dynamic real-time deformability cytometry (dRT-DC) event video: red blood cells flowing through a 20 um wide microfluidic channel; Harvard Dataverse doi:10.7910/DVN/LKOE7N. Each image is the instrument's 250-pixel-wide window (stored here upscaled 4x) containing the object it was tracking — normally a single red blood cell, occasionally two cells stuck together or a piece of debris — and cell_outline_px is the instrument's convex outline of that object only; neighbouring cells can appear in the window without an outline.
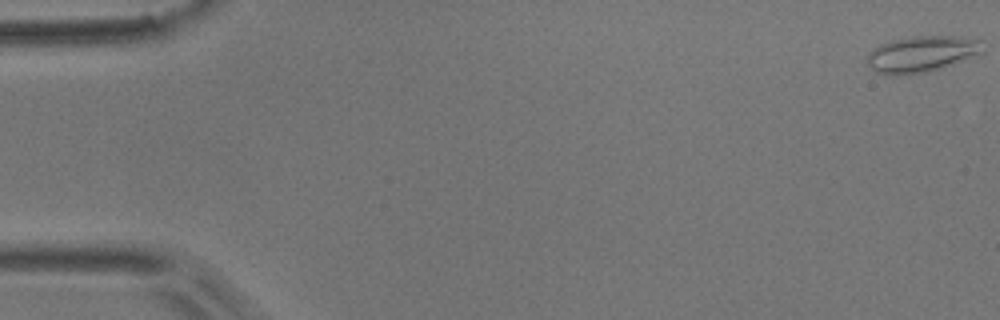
{"species": "common noctule bat (a hibernating species)", "species_latin": "Nyctalus noctula", "temperature_condition": "room temperature", "stored_images_in_passage": 55, "camera_frame_rate_fps": 3000, "um_per_image_px": 0.085, "animal": {"sex": "male", "body_mass_g": 17.9}, "frame": {"image": 1, "passage_image": 1, "time_ms": 0.0, "image_size_px": [1000, 320], "cell_outline_px": [[984, 52], [952, 64], [928, 72], [896, 76], [884, 76], [876, 72], [868, 64], [868, 52], [872, 48], [880, 44], [892, 40], [908, 36], [960, 36], [984, 40]], "centroid_in_image_um": [78.34, 4.59], "position_along_channel_um": 6.7, "area_um2": 24.85}}
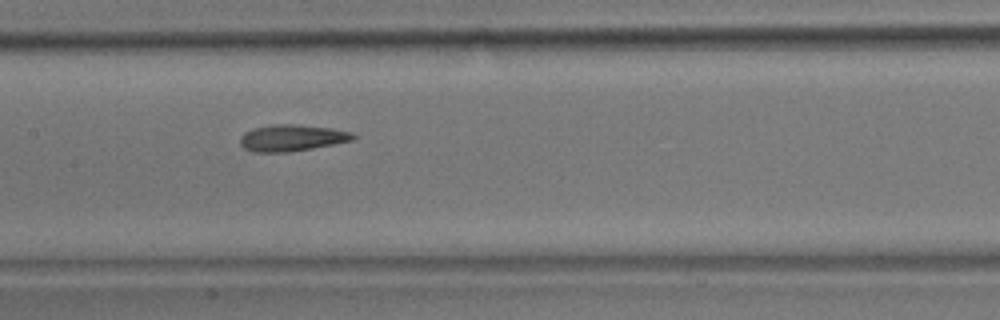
{"frame": {"image": 2, "passage_image": 27, "time_ms": 8.667, "image_size_px": [1000, 320], "cell_outline_px": [[356, 136], [352, 140], [312, 148], [288, 152], [252, 152], [244, 148], [240, 144], [240, 136], [244, 132], [252, 128], [272, 124], [296, 124], [332, 128], [352, 132]], "centroid_in_image_um": [24.76, 11.71], "position_along_channel_um": 182.6, "area_um2": 17.51}}
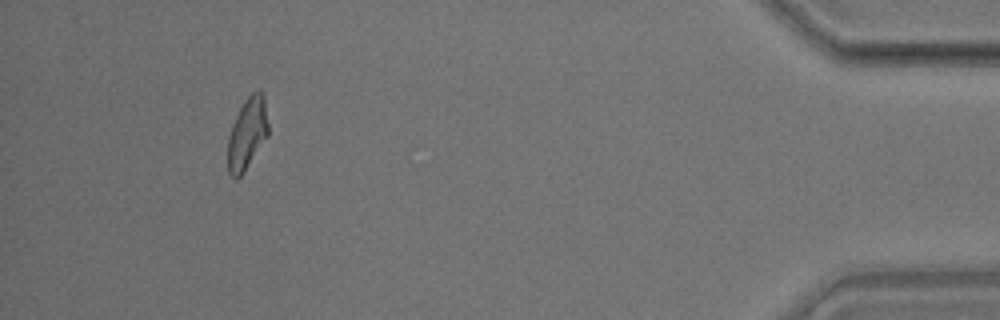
{"frame": {"image": 3, "passage_image": 51, "time_ms": 16.667, "image_size_px": [1000, 320], "cell_outline_px": [[268, 136], [244, 172], [236, 180], [228, 172], [228, 136], [232, 124], [244, 100], [256, 88], [260, 88], [264, 92], [268, 124]], "centroid_in_image_um": [21.03, 11.31], "position_along_channel_um": 414.2, "area_um2": 17.17}, "authors_computed_cell_mechanics": {"area_um2": 17.5134, "velocity_mm_per_s": 3.6959, "shape_relaxation_time_tau1_ms": 9.4038, "shape_relaxation_time_tau2_ms": 2.1366, "deformation_change_tau1": 0.2041, "deformation_change_tau2": 0.0937}}